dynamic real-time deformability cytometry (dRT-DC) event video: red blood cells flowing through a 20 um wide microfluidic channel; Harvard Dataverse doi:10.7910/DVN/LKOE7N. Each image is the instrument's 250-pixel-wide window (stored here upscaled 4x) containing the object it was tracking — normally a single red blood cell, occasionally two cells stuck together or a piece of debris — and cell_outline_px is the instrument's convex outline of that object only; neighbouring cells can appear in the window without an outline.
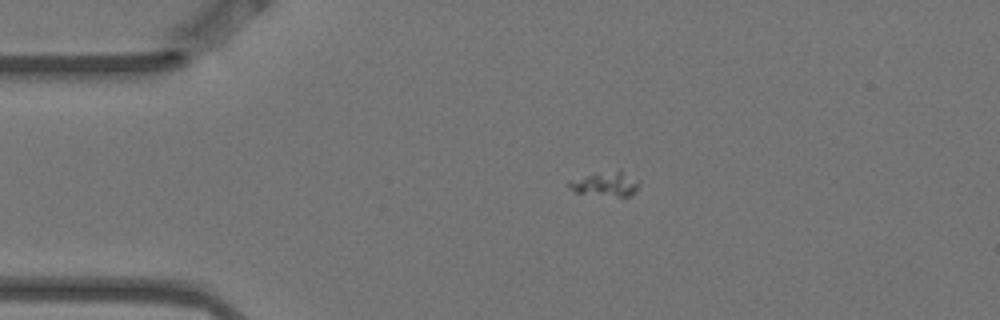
{"species": "Egyptian fruit bat (a non-hibernating species)", "species_latin": "Rousettus aegyptiacus", "temperature_condition": "warm", "stored_images_in_passage": 6, "camera_frame_rate_fps": 3000, "um_per_image_px": 0.085, "animal": {"sex": "female"}, "frame": {"image": 1, "passage_image": 3, "time_ms": 0.667, "image_size_px": [1000, 320], "cell_outline_px": [[640, 184], [628, 196], [616, 196], [576, 192], [568, 188], [568, 180], [620, 168], [640, 180]], "centroid_in_image_um": [51.51, 15.6], "position_along_channel_um": 33.5, "area_um2": 10.0}}
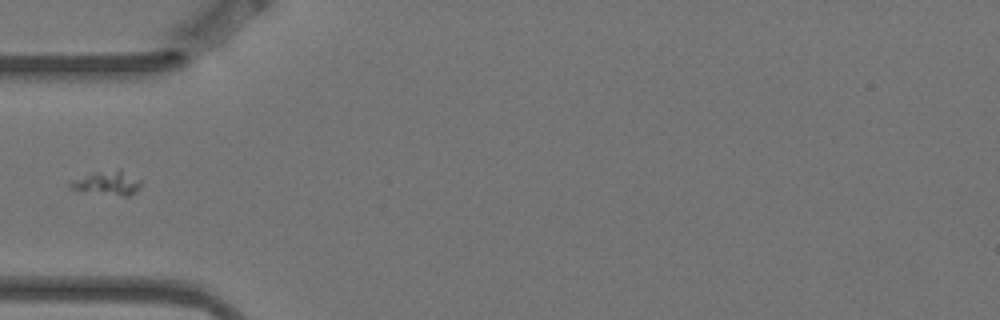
{"frame": {"image": 2, "passage_image": 5, "time_ms": 1.333, "image_size_px": [1000, 320], "cell_outline_px": [[140, 188], [136, 192], [128, 196], [124, 196], [80, 192], [72, 188], [68, 184], [72, 180], [92, 172], [120, 168], [140, 180]], "centroid_in_image_um": [9.12, 15.55], "position_along_channel_um": 75.9, "area_um2": 10.17}}